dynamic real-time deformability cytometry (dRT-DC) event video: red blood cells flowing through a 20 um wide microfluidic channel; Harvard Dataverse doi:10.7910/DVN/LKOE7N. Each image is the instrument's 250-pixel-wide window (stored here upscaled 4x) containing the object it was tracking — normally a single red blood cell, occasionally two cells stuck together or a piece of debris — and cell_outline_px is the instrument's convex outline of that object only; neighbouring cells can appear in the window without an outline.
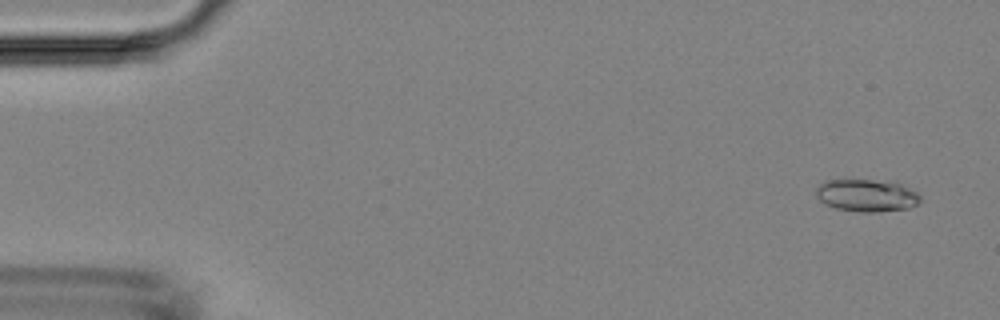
{"species": "Egyptian fruit bat (a non-hibernating species)", "species_latin": "Rousettus aegyptiacus", "temperature_condition": "room temperature", "stored_images_in_passage": 49, "camera_frame_rate_fps": 3000, "um_per_image_px": 0.085, "animal": {"sex": "female"}, "frame": {"image": 1, "passage_image": 3, "time_ms": 0.667, "image_size_px": [1000, 320], "cell_outline_px": [[920, 200], [916, 204], [908, 208], [876, 212], [860, 212], [836, 208], [820, 200], [816, 196], [816, 188], [824, 180], [896, 180], [916, 192], [920, 196]], "centroid_in_image_um": [73.69, 16.59], "position_along_channel_um": 11.3, "area_um2": 19.77}}
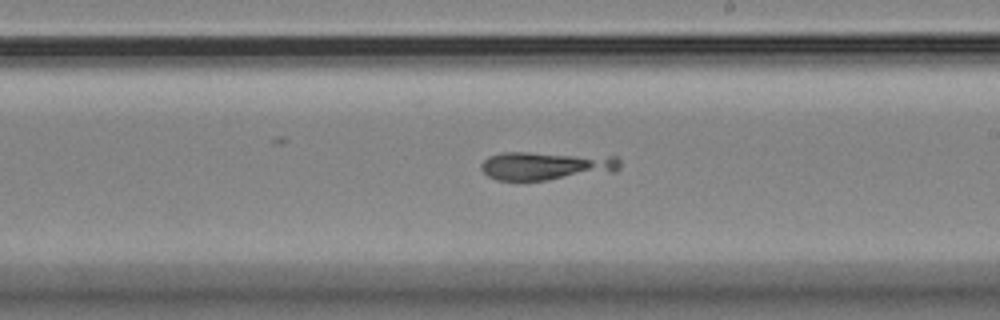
{"frame": {"image": 2, "passage_image": 29, "time_ms": 9.333, "image_size_px": [1000, 320], "cell_outline_px": [[620, 168], [616, 172], [548, 180], [496, 180], [488, 176], [480, 168], [480, 164], [488, 156], [500, 152], [528, 152], [616, 156], [620, 160]], "centroid_in_image_um": [46.44, 14.09], "position_along_channel_um": 242.6, "area_um2": 23.41}}
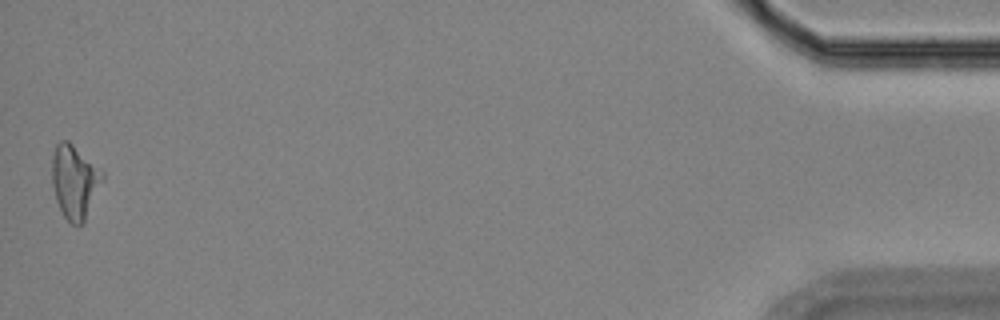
{"frame": {"image": 3, "passage_image": 49, "time_ms": 16.0, "image_size_px": [1000, 320], "cell_outline_px": [[104, 180], [84, 220], [80, 224], [72, 224], [64, 216], [56, 200], [52, 184], [52, 156], [56, 144], [60, 140], [68, 140], [104, 172]], "centroid_in_image_um": [6.34, 15.4], "position_along_channel_um": 428.9, "area_um2": 21.44}}